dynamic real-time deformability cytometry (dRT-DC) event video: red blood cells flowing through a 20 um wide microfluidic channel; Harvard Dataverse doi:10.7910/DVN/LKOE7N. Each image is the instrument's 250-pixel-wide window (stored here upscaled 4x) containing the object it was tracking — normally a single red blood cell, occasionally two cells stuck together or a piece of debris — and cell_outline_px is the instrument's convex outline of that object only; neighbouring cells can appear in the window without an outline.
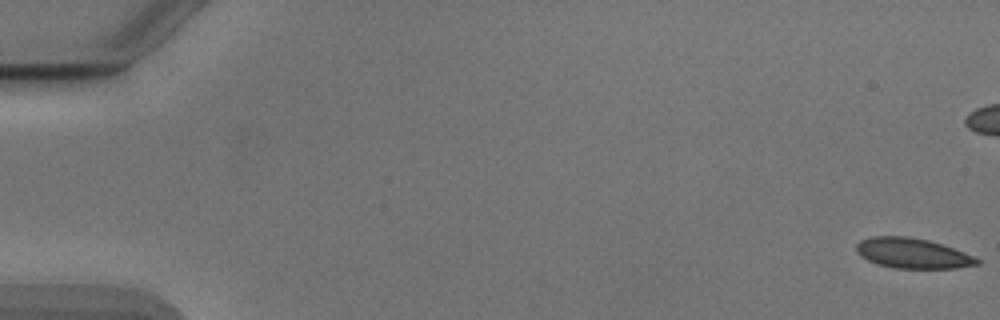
{"species": "Egyptian fruit bat (a non-hibernating species)", "species_latin": "Rousettus aegyptiacus", "temperature_condition": "cold", "stored_images_in_passage": 3, "camera_frame_rate_fps": 3000, "um_per_image_px": 0.085, "animal": {"sex": "male"}, "frame": {"image": 1, "passage_image": 1, "time_ms": 0.0, "image_size_px": [1000, 320], "cell_outline_px": [[980, 264], [956, 268], [896, 268], [876, 264], [860, 256], [856, 252], [856, 244], [860, 240], [872, 236], [908, 236], [928, 240], [964, 252], [980, 260]], "centroid_in_image_um": [77.52, 21.52], "position_along_channel_um": 7.5, "area_um2": 21.15}}